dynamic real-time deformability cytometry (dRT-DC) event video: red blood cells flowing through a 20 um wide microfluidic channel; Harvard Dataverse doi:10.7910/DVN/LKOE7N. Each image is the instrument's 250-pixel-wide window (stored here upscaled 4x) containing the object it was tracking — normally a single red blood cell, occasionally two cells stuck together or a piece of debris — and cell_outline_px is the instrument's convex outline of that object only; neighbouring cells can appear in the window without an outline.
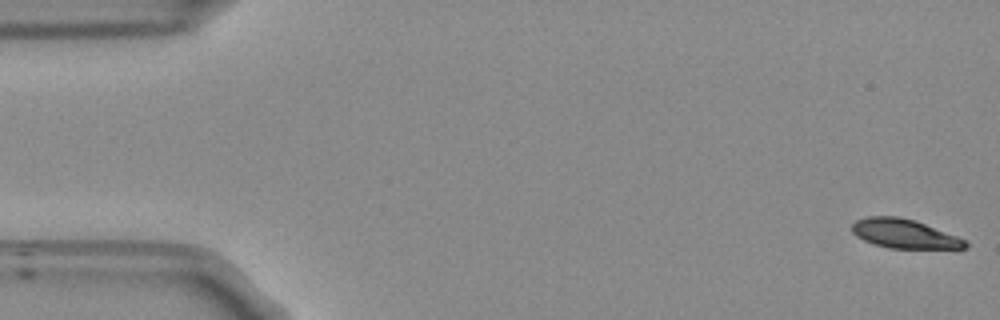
{"species": "Egyptian fruit bat (a non-hibernating species)", "species_latin": "Rousettus aegyptiacus", "temperature_condition": "room temperature", "stored_images_in_passage": 53, "camera_frame_rate_fps": 3000, "um_per_image_px": 0.085, "frame": {"image": 1, "passage_image": 1, "time_ms": 0.0, "image_size_px": [1000, 320], "cell_outline_px": [[968, 248], [960, 252], [956, 252], [888, 248], [872, 244], [856, 236], [852, 232], [852, 224], [856, 220], [868, 216], [896, 216], [916, 220], [968, 240]], "centroid_in_image_um": [77.05, 19.94], "position_along_channel_um": 8.0, "area_um2": 20.58}}
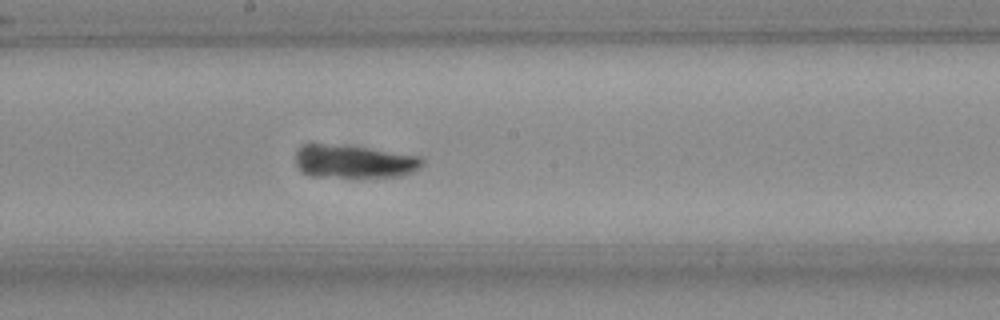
{"frame": {"image": 2, "passage_image": 28, "time_ms": 9.0, "image_size_px": [1000, 320], "cell_outline_px": [[424, 164], [420, 168], [412, 172], [400, 176], [316, 176], [304, 172], [300, 168], [296, 160], [296, 156], [304, 148], [312, 144], [352, 144], [420, 156], [424, 160]], "centroid_in_image_um": [30.23, 13.7], "position_along_channel_um": 218.0, "area_um2": 24.16}}
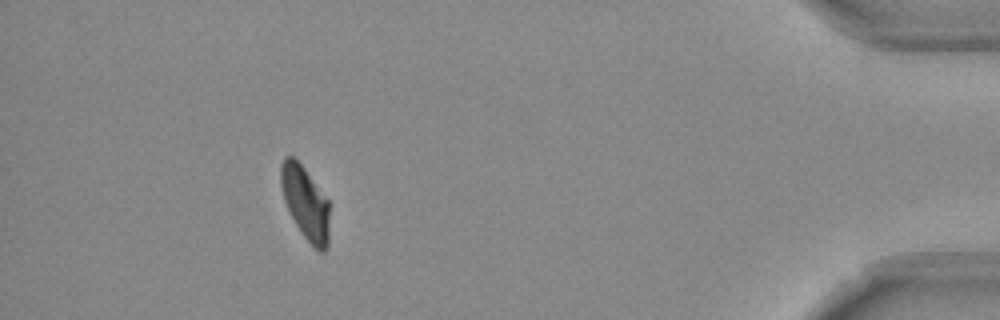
{"frame": {"image": 3, "passage_image": 48, "time_ms": 15.667, "image_size_px": [1000, 320], "cell_outline_px": [[328, 244], [324, 252], [320, 252], [304, 236], [296, 224], [284, 200], [280, 184], [280, 164], [284, 156], [292, 156], [304, 168], [328, 200]], "centroid_in_image_um": [25.93, 17.21], "position_along_channel_um": 409.3, "area_um2": 20.29}, "authors_computed_cell_mechanics": {"area_um2": 21.7906, "velocity_mm_per_s": 3.7995, "shape_relaxation_time_tau1_ms": 3.4464, "shape_relaxation_time_tau2_ms": 6.8486, "deformation_change_tau1": 0.1583, "deformation_change_tau2": 0.0978}}